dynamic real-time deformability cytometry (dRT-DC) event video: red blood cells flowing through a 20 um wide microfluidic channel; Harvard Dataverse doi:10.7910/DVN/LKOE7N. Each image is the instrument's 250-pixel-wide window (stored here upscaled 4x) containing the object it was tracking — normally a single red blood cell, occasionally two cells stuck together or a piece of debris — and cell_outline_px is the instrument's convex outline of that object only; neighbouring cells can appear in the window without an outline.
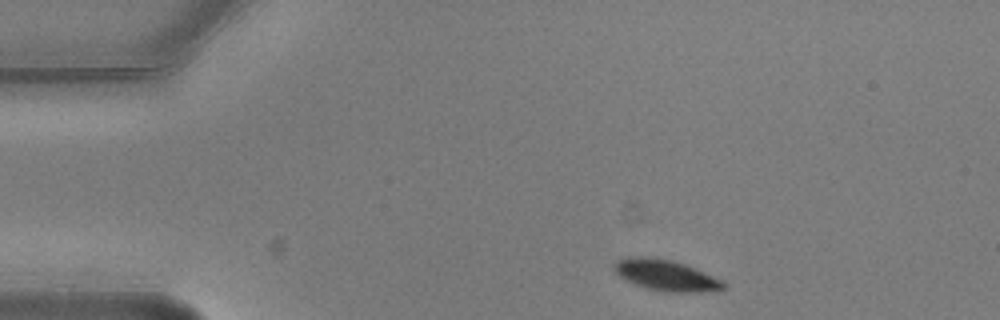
{"species": "common noctule bat (a hibernating species)", "species_latin": "Nyctalus noctula", "temperature_condition": "warm", "stored_images_in_passage": 4, "camera_frame_rate_fps": 3000, "um_per_image_px": 0.085, "animal": {"sex": "male", "body_mass_g": 20.5, "forearm_length_mm": 52.5}, "frame": {"image": 1, "passage_image": 1, "time_ms": 0.0, "image_size_px": [1000, 320], "cell_outline_px": [[728, 288], [700, 292], [664, 292], [648, 288], [624, 280], [612, 268], [612, 264], [616, 260], [628, 256], [644, 256], [668, 260], [684, 264], [720, 280]], "centroid_in_image_um": [56.51, 23.39], "position_along_channel_um": 28.5, "area_um2": 19.42}}
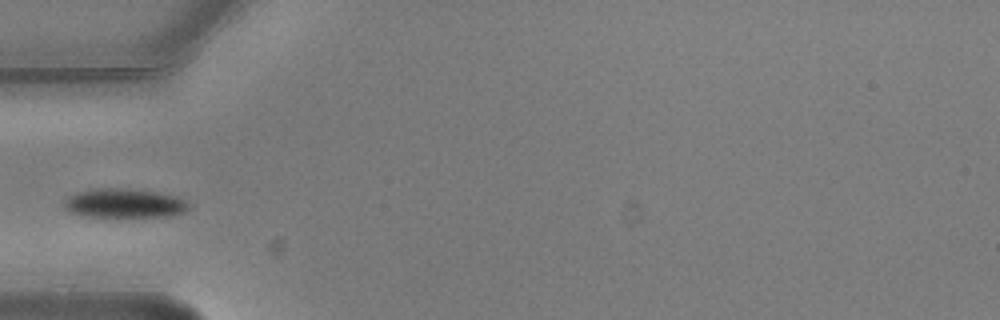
{"frame": {"image": 2, "passage_image": 3, "time_ms": 0.667, "image_size_px": [1000, 320], "cell_outline_px": [[188, 208], [184, 212], [172, 216], [80, 216], [68, 212], [64, 208], [64, 200], [68, 196], [76, 192], [92, 188], [124, 188], [156, 192], [176, 196], [184, 200], [188, 204]], "centroid_in_image_um": [10.49, 17.27], "position_along_channel_um": 74.5, "area_um2": 21.21}}